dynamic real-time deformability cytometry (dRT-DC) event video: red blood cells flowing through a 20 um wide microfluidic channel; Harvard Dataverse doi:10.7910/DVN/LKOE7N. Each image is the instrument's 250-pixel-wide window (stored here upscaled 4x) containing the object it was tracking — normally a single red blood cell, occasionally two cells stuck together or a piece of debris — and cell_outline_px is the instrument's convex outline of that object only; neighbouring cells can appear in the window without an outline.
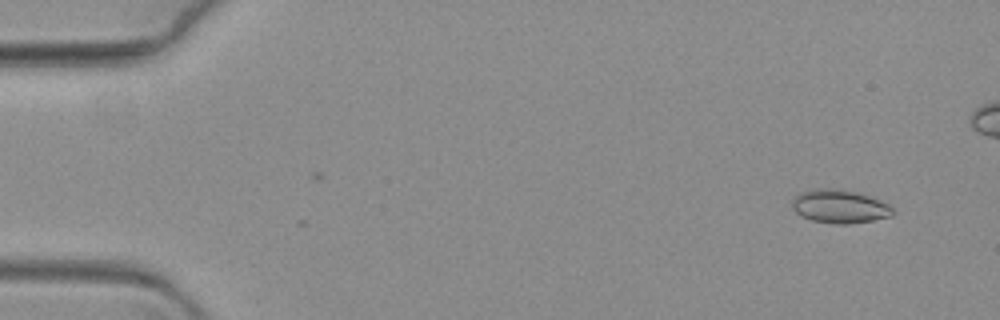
{"species": "common noctule bat (a hibernating species)", "species_latin": "Nyctalus noctula", "temperature_condition": "warm", "stored_images_in_passage": 5, "camera_frame_rate_fps": 3000, "um_per_image_px": 0.085, "animal": {"sex": "female", "body_mass_g": 19.3, "forearm_length_mm": 54.1}, "frame": {"image": 1, "passage_image": 5, "time_ms": 1.333, "image_size_px": [1000, 320], "cell_outline_px": [[896, 212], [892, 216], [872, 220], [848, 224], [836, 224], [812, 220], [796, 212], [792, 208], [792, 200], [796, 196], [804, 192], [820, 188], [832, 188], [856, 192], [868, 196], [888, 204]], "centroid_in_image_um": [71.39, 17.56], "position_along_channel_um": 13.6, "area_um2": 19.25}}